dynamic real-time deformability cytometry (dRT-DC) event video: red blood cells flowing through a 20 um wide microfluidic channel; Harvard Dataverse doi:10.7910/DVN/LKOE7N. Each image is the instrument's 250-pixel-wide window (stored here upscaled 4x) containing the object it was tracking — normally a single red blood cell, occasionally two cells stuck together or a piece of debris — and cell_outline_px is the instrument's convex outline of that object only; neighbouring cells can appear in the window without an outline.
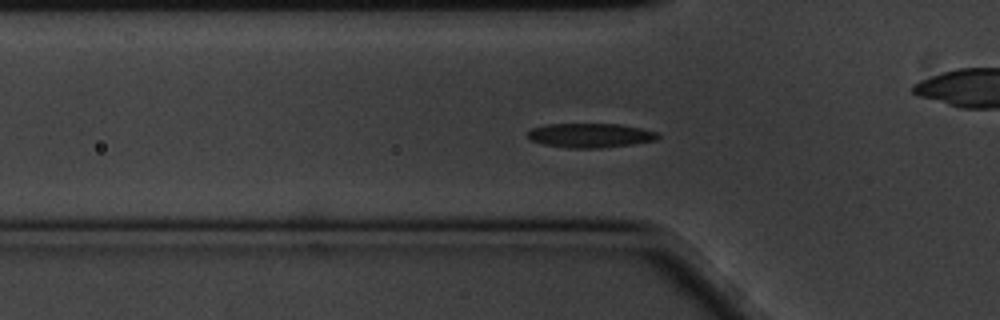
{"species": "common noctule bat (a hibernating species)", "species_latin": "Nyctalus noctula", "temperature_condition": "cold", "stored_images_in_passage": 46, "camera_frame_rate_fps": 3000, "um_per_image_px": 0.085, "animal": {"sex": "male", "body_mass_g": 20.1, "forearm_length_mm": 53.5}, "frame": {"image": 1, "passage_image": 4, "time_ms": 1.0, "image_size_px": [1000, 320], "cell_outline_px": [[660, 136], [656, 140], [632, 144], [600, 148], [568, 148], [544, 144], [532, 140], [528, 136], [528, 132], [532, 128], [544, 124], [620, 124], [640, 128], [656, 132]], "centroid_in_image_um": [50.17, 11.5], "position_along_channel_um": 75.6, "area_um2": 18.32}}
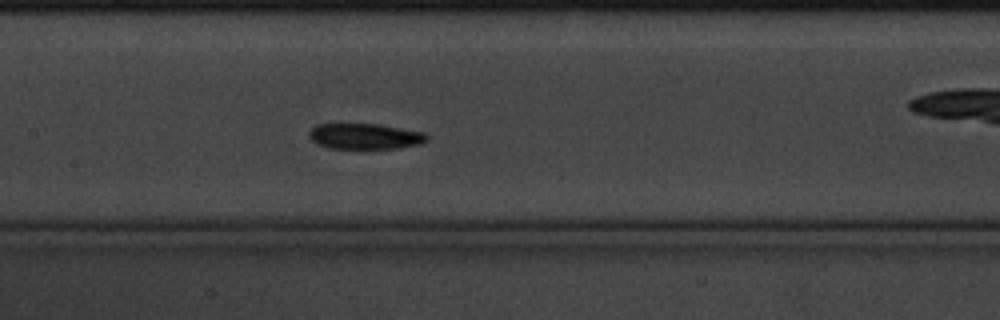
{"frame": {"image": 2, "passage_image": 13, "time_ms": 4.0, "image_size_px": [1000, 320], "cell_outline_px": [[428, 140], [420, 144], [400, 148], [328, 148], [316, 144], [308, 136], [308, 132], [316, 124], [380, 124], [424, 132], [428, 136]], "centroid_in_image_um": [31.02, 11.58], "position_along_channel_um": 176.4, "area_um2": 17.74}}
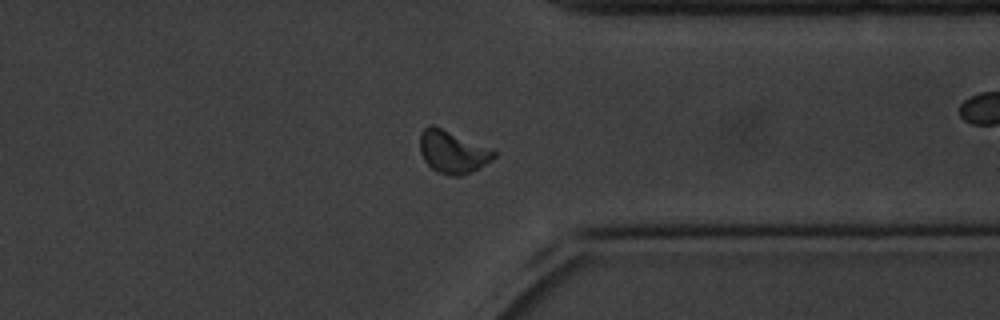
{"frame": {"image": 3, "passage_image": 31, "time_ms": 10.0, "image_size_px": [1000, 320], "cell_outline_px": [[496, 156], [492, 160], [480, 168], [460, 176], [448, 176], [436, 172], [424, 160], [420, 152], [420, 132], [428, 124], [432, 124], [492, 148], [496, 152]], "centroid_in_image_um": [38.47, 12.91], "position_along_channel_um": 372.9, "area_um2": 18.61}, "authors_computed_cell_mechanics": {"area_um2": 17.629, "velocity_mm_per_s": 3.339, "shape_relaxation_time_tau1_ms": 3.3435, "shape_relaxation_time_tau2_ms": null, "deformation_change_tau1": 0.1002, "deformation_change_tau2": null}}